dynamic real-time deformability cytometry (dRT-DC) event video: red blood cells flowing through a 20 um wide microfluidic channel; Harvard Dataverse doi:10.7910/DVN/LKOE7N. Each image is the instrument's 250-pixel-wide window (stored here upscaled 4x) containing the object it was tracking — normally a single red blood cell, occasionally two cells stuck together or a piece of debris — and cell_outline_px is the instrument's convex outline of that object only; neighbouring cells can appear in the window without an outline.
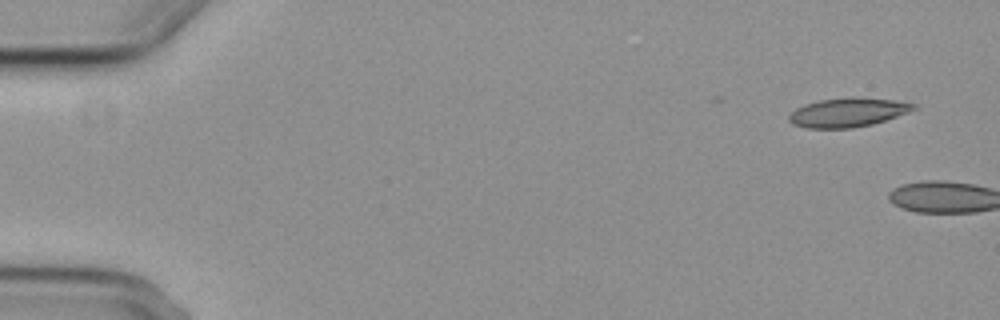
{"species": "common noctule bat (a hibernating species)", "species_latin": "Nyctalus noctula", "temperature_condition": "cold", "stored_images_in_passage": 2, "camera_frame_rate_fps": 3000, "um_per_image_px": 0.085, "animal": {"sex": "female", "body_mass_g": 29.2, "forearm_length_mm": 56.3}, "frame": {"image": 1, "passage_image": 1, "time_ms": 0.0, "image_size_px": [1000, 320], "cell_outline_px": [[920, 108], [872, 124], [852, 128], [808, 128], [792, 124], [788, 120], [788, 116], [796, 108], [804, 104], [820, 100], [852, 96], [892, 100], [916, 104]], "centroid_in_image_um": [72.06, 9.55], "position_along_channel_um": 12.9, "area_um2": 21.1}}